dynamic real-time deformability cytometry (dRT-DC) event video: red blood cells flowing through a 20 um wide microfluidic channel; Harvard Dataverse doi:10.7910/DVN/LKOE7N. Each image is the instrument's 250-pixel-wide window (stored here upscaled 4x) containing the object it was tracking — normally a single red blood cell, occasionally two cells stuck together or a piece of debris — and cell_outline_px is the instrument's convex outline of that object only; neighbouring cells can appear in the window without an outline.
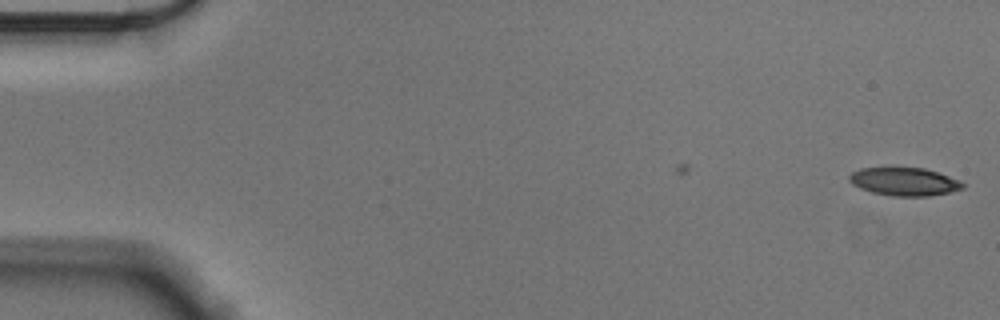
{"species": "Egyptian fruit bat (a non-hibernating species)", "species_latin": "Rousettus aegyptiacus", "temperature_condition": "cold", "stored_images_in_passage": 2, "camera_frame_rate_fps": 3000, "um_per_image_px": 0.085, "animal": {"sex": "male"}, "frame": {"image": 1, "passage_image": 2, "time_ms": 0.333, "image_size_px": [1000, 320], "cell_outline_px": [[964, 188], [948, 192], [928, 196], [892, 196], [872, 192], [860, 188], [852, 184], [848, 180], [848, 176], [852, 172], [860, 168], [924, 168], [960, 180], [964, 184]], "centroid_in_image_um": [76.84, 15.44], "position_along_channel_um": 8.2, "area_um2": 18.44}}